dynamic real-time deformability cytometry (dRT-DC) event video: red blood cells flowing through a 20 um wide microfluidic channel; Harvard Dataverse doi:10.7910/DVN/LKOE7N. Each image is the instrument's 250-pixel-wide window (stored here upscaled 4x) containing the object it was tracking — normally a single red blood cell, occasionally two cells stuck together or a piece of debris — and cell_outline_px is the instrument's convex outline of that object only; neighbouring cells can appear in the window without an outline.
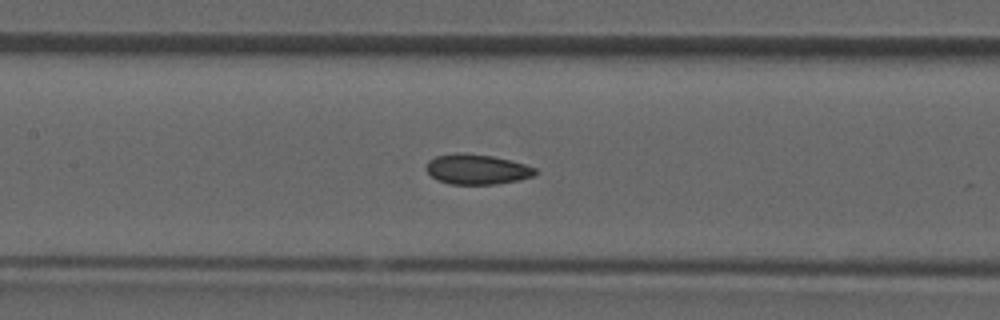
{"species": "common noctule bat (a hibernating species)", "species_latin": "Nyctalus noctula", "temperature_condition": "room temperature", "stored_images_in_passage": 38, "camera_frame_rate_fps": 3000, "um_per_image_px": 0.085, "animal": {"sex": "male", "forearm_length_mm": 52.5}, "frame": {"image": 1, "passage_image": 17, "time_ms": 5.333, "image_size_px": [1000, 320], "cell_outline_px": [[536, 176], [496, 184], [448, 184], [436, 180], [424, 168], [428, 160], [436, 156], [460, 152], [492, 156], [524, 164], [536, 168]], "centroid_in_image_um": [40.5, 14.39], "position_along_channel_um": 166.9, "area_um2": 19.13}}